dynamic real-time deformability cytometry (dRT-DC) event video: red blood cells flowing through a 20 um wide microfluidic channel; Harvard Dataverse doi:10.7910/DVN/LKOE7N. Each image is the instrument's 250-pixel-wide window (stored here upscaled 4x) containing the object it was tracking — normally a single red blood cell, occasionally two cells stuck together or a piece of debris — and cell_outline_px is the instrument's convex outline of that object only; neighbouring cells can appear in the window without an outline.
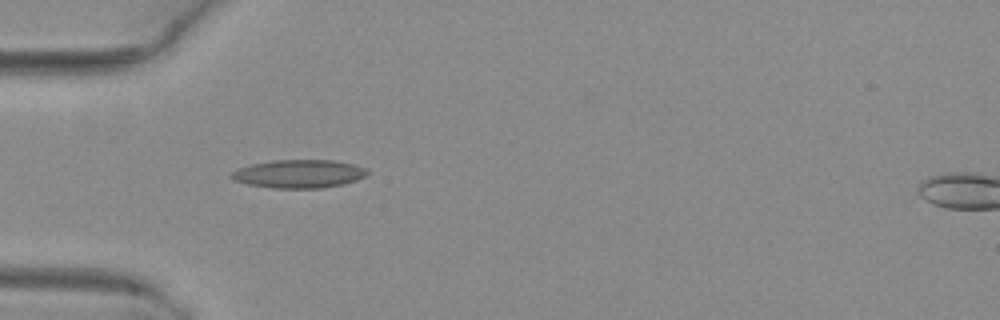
{"species": "common noctule bat (a hibernating species)", "species_latin": "Nyctalus noctula", "temperature_condition": "warm", "stored_images_in_passage": 37, "camera_frame_rate_fps": 3000, "um_per_image_px": 0.085, "animal": {"sex": "female", "body_mass_g": 29.2, "forearm_length_mm": 56.3}, "frame": {"image": 1, "passage_image": 5, "time_ms": 1.333, "image_size_px": [1000, 320], "cell_outline_px": [[368, 172], [364, 176], [356, 180], [344, 184], [320, 188], [272, 188], [248, 184], [232, 180], [228, 176], [232, 172], [240, 168], [252, 164], [272, 160], [332, 160], [352, 164], [368, 168]], "centroid_in_image_um": [25.39, 14.77], "position_along_channel_um": 59.6, "area_um2": 22.37}}
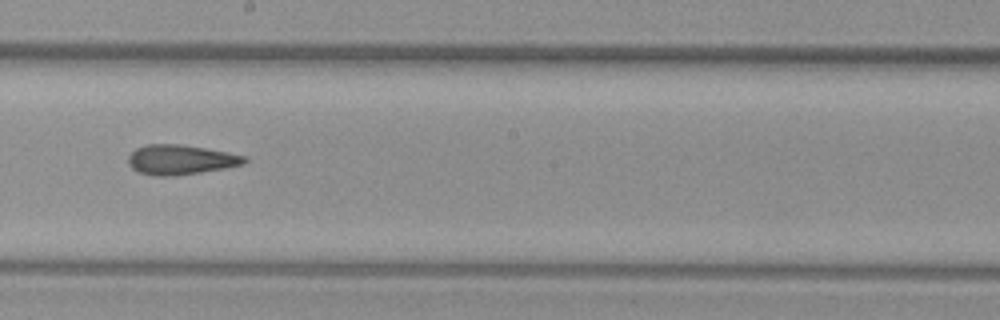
{"frame": {"image": 2, "passage_image": 18, "time_ms": 5.667, "image_size_px": [1000, 320], "cell_outline_px": [[248, 160], [244, 164], [224, 168], [200, 172], [172, 176], [156, 176], [136, 172], [128, 164], [128, 156], [136, 148], [148, 144], [180, 144], [228, 152], [248, 156]], "centroid_in_image_um": [15.35, 13.57], "position_along_channel_um": 232.9, "area_um2": 20.23}}
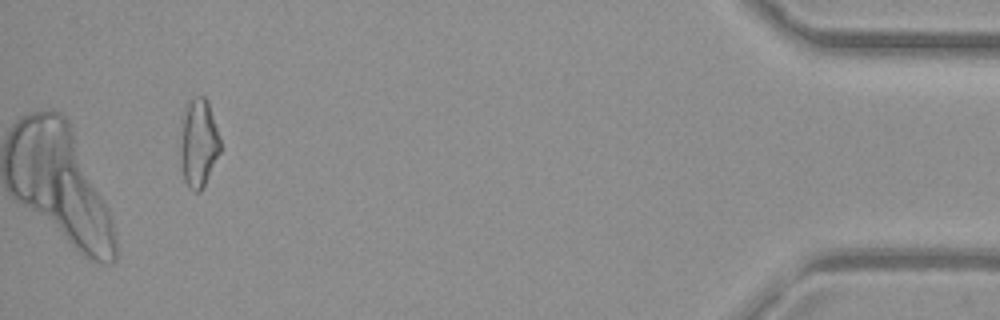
{"frame": {"image": 3, "passage_image": 37, "time_ms": 12.0, "image_size_px": [1000, 320], "cell_outline_px": [[220, 152], [200, 192], [192, 192], [188, 188], [184, 180], [180, 164], [180, 124], [184, 108], [188, 100], [192, 96], [204, 96], [208, 100], [220, 140]], "centroid_in_image_um": [16.83, 12.13], "position_along_channel_um": 418.4, "area_um2": 20.98}, "authors_computed_cell_mechanics": {"area_um2": 20.4034, "velocity_mm_per_s": 4.0848, "shape_relaxation_time_tau1_ms": null, "shape_relaxation_time_tau2_ms": 2.6429, "deformation_change_tau1": null, "deformation_change_tau2": 0.1374}}